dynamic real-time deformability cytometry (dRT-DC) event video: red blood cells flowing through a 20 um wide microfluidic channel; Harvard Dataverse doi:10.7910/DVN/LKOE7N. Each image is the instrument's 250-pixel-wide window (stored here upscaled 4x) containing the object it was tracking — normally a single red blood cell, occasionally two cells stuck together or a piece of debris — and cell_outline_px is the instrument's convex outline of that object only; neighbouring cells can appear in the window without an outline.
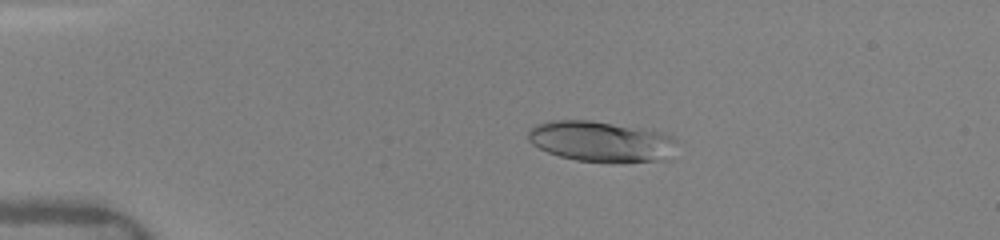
{"species": "human", "species_latin": "Homo sapiens", "temperature_condition": "warm", "stored_images_in_passage": 84, "camera_frame_rate_fps": 3000, "um_per_image_px": 0.085, "donor": {"sex": "female"}, "frame": {"image": 1, "passage_image": 20, "time_ms": 3.333, "image_size_px": [1000, 240], "cell_outline_px": [[676, 140], [672, 160], [576, 160], [560, 156], [548, 152], [532, 144], [528, 140], [528, 128], [536, 124], [548, 120], [592, 120], [640, 128], [660, 132], [672, 136]], "centroid_in_image_um": [51.06, 11.98], "position_along_channel_um": 33.9, "area_um2": 34.74}}
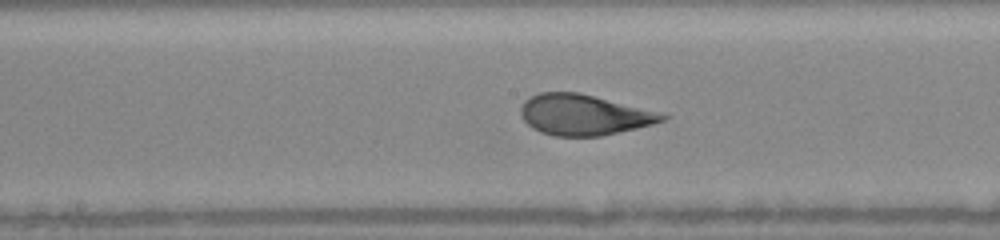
{"frame": {"image": 2, "passage_image": 40, "time_ms": 8.667, "image_size_px": [1000, 240], "cell_outline_px": [[668, 116], [664, 120], [652, 124], [636, 128], [600, 136], [556, 136], [540, 132], [532, 128], [524, 120], [520, 112], [520, 108], [524, 100], [540, 92], [580, 92], [664, 112]], "centroid_in_image_um": [49.65, 9.74], "position_along_channel_um": 198.5, "area_um2": 33.76}}
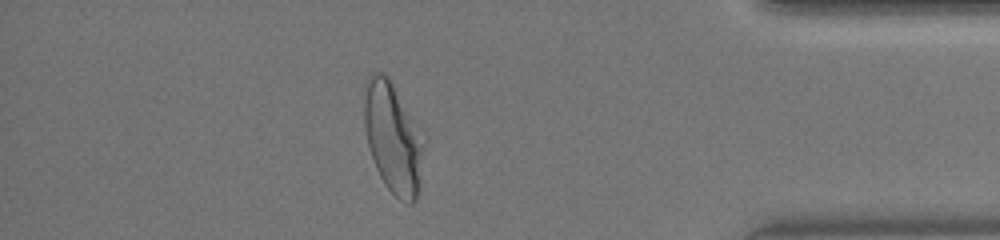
{"frame": {"image": 3, "passage_image": 72, "time_ms": 14.333, "image_size_px": [1000, 240], "cell_outline_px": [[428, 140], [420, 188], [416, 200], [412, 204], [408, 204], [400, 200], [384, 184], [376, 168], [368, 144], [364, 124], [364, 100], [368, 72], [384, 72], [392, 80], [428, 136]], "centroid_in_image_um": [33.51, 11.69], "position_along_channel_um": 401.7, "area_um2": 40.46}, "authors_computed_cell_mechanics": {"area_um2": 34.7378, "velocity_mm_per_s": 4.1052, "shape_relaxation_time_tau1_ms": 3.1365, "shape_relaxation_time_tau2_ms": null, "deformation_change_tau1": 0.1813, "deformation_change_tau2": null}}